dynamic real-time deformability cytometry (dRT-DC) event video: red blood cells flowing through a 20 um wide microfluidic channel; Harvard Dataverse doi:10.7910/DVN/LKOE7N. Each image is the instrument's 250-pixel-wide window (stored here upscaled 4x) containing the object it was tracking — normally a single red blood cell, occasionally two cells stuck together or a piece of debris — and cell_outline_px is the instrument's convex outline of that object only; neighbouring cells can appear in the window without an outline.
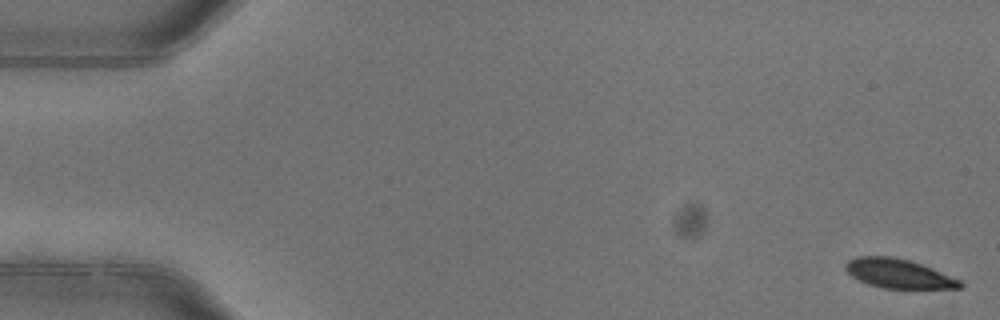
{"species": "common noctule bat (a hibernating species)", "species_latin": "Nyctalus noctula", "temperature_condition": "warm", "stored_images_in_passage": 5, "camera_frame_rate_fps": 3000, "um_per_image_px": 0.085, "animal": {"sex": "female"}, "frame": {"image": 1, "passage_image": 1, "time_ms": 0.0, "image_size_px": [1000, 320], "cell_outline_px": [[964, 288], [884, 288], [868, 284], [852, 276], [844, 268], [844, 264], [848, 260], [856, 256], [892, 256], [908, 260], [932, 268], [960, 280], [964, 284]], "centroid_in_image_um": [76.36, 23.25], "position_along_channel_um": 8.6, "area_um2": 19.36}}
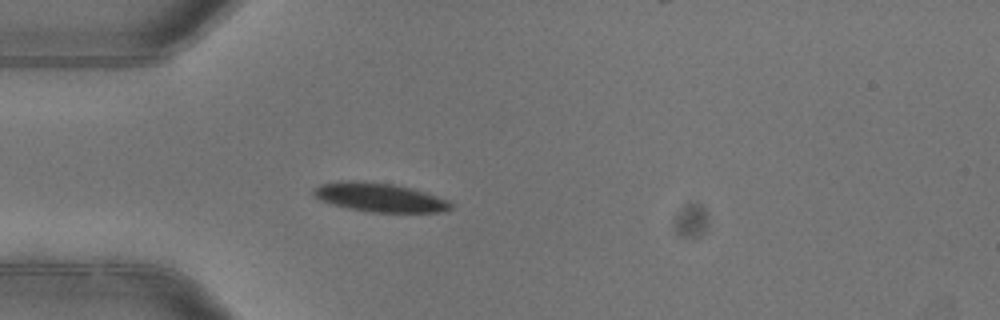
{"frame": {"image": 2, "passage_image": 4, "time_ms": 1.0, "image_size_px": [1000, 320], "cell_outline_px": [[452, 208], [440, 212], [372, 212], [348, 208], [332, 204], [320, 200], [312, 196], [312, 188], [320, 184], [340, 180], [352, 180], [392, 184], [412, 188], [452, 200]], "centroid_in_image_um": [32.25, 16.77], "position_along_channel_um": 52.8, "area_um2": 23.35}}